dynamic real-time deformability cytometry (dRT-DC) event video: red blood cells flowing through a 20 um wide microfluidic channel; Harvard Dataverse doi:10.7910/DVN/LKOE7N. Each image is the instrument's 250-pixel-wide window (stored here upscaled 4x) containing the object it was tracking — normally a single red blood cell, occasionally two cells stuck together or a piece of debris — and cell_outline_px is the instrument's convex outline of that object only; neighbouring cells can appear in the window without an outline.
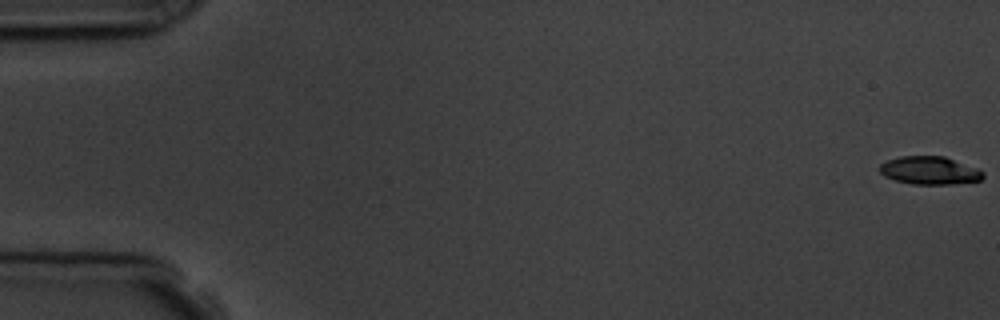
{"species": "common noctule bat (a hibernating species)", "species_latin": "Nyctalus noctula", "temperature_condition": "room temperature", "stored_images_in_passage": 7, "camera_frame_rate_fps": 3000, "um_per_image_px": 0.085, "animal": {"sex": "male", "body_mass_g": 19.5, "forearm_length_mm": 54.6}, "frame": {"image": 1, "passage_image": 1, "time_ms": 0.0, "image_size_px": [1000, 320], "cell_outline_px": [[984, 176], [980, 180], [952, 184], [912, 184], [896, 180], [884, 176], [880, 172], [880, 164], [888, 160], [900, 156], [944, 156], [980, 168], [984, 172]], "centroid_in_image_um": [79.05, 14.48], "position_along_channel_um": 5.9, "area_um2": 16.94}}
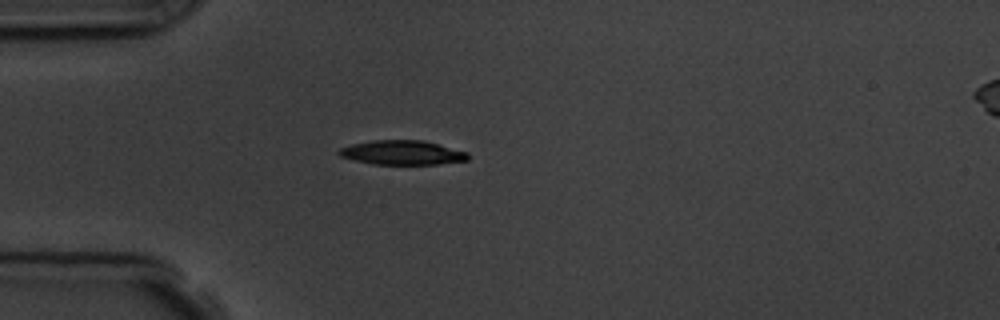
{"frame": {"image": 2, "passage_image": 5, "time_ms": 5.0, "image_size_px": [1000, 320], "cell_outline_px": [[468, 160], [436, 164], [372, 164], [340, 156], [336, 152], [340, 148], [352, 144], [372, 140], [424, 140], [468, 152]], "centroid_in_image_um": [34.18, 12.96], "position_along_channel_um": 50.8, "area_um2": 18.21}}